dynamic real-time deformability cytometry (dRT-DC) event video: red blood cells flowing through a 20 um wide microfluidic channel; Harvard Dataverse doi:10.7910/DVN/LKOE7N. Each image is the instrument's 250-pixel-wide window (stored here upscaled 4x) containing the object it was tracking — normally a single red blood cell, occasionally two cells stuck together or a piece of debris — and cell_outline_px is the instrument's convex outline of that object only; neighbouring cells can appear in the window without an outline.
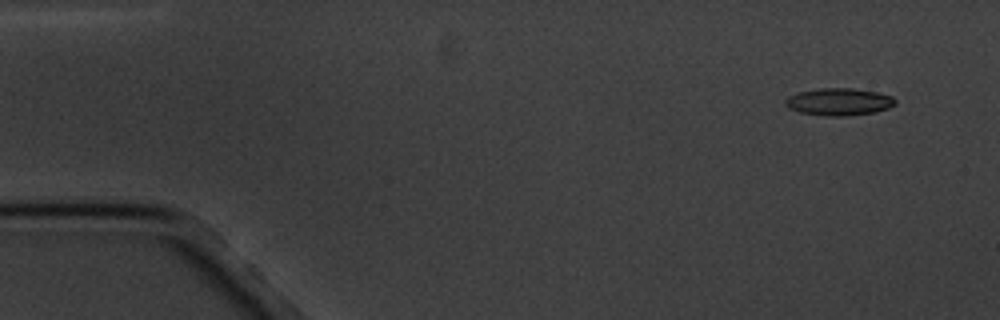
{"species": "common noctule bat (a hibernating species)", "species_latin": "Nyctalus noctula", "temperature_condition": "cold", "stored_images_in_passage": 9, "camera_frame_rate_fps": 3000, "um_per_image_px": 0.085, "animal": {"sex": "male", "body_mass_g": 20.1, "forearm_length_mm": 53.5}, "frame": {"image": 1, "passage_image": 1, "time_ms": 0.0, "image_size_px": [1000, 320], "cell_outline_px": [[896, 104], [888, 108], [872, 112], [844, 116], [824, 116], [800, 112], [788, 108], [784, 104], [784, 100], [788, 96], [800, 92], [820, 88], [852, 88], [876, 92], [892, 96], [896, 100]], "centroid_in_image_um": [71.28, 8.65], "position_along_channel_um": 13.7, "area_um2": 17.4}}
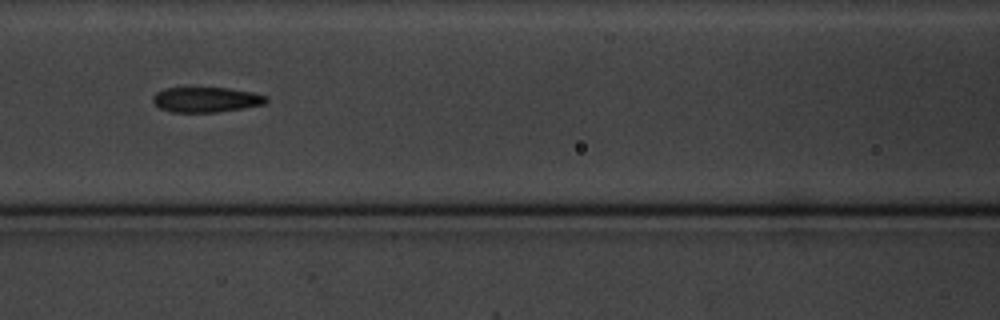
{"frame": {"image": 2, "passage_image": 7, "time_ms": 7.0, "image_size_px": [1000, 320], "cell_outline_px": [[268, 100], [264, 104], [216, 112], [172, 112], [160, 108], [152, 100], [152, 96], [156, 92], [164, 88], [228, 88], [252, 92], [268, 96]], "centroid_in_image_um": [17.5, 8.46], "position_along_channel_um": 149.1, "area_um2": 16.47}}
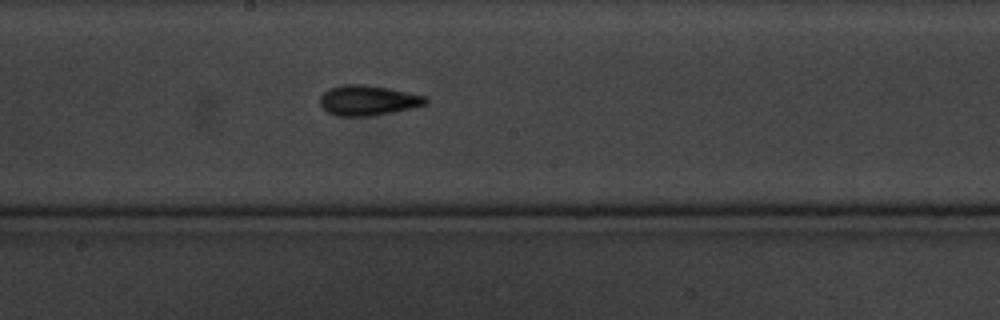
{"frame": {"image": 3, "passage_image": 9, "time_ms": 9.0, "image_size_px": [1000, 320], "cell_outline_px": [[428, 104], [412, 108], [372, 116], [336, 116], [328, 112], [320, 104], [320, 96], [328, 88], [340, 84], [360, 84], [388, 88], [428, 96]], "centroid_in_image_um": [31.28, 8.53], "position_along_channel_um": 216.9, "area_um2": 18.73}}